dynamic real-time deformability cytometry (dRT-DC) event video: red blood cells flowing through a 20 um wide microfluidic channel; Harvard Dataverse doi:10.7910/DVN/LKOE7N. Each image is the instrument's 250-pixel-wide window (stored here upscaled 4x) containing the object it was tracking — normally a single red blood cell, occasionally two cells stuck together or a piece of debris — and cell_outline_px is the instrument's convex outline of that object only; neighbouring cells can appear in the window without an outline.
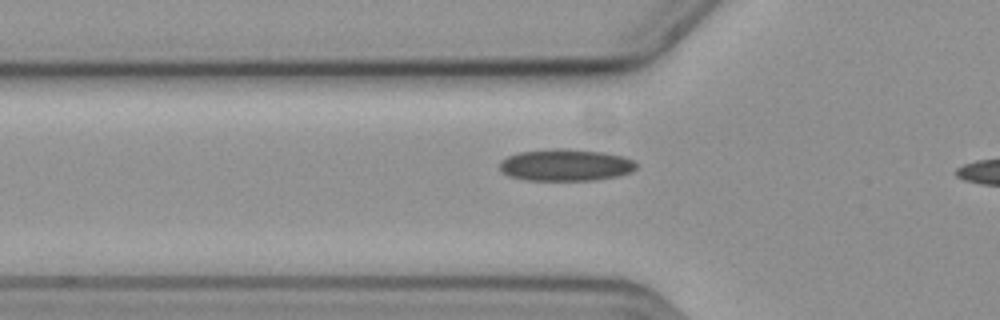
{"species": "common noctule bat (a hibernating species)", "species_latin": "Nyctalus noctula", "temperature_condition": "cold", "stored_images_in_passage": 8, "camera_frame_rate_fps": 3000, "um_per_image_px": 0.085, "animal": {"sex": "female", "body_mass_g": 19.3, "forearm_length_mm": 54.1}, "frame": {"image": 1, "passage_image": 6, "time_ms": 1.667, "image_size_px": [1000, 320], "cell_outline_px": [[636, 168], [632, 172], [620, 176], [596, 180], [528, 180], [508, 176], [500, 172], [500, 160], [508, 156], [520, 152], [556, 148], [564, 148], [604, 152], [620, 156], [632, 160], [636, 164]], "centroid_in_image_um": [48.07, 14.03], "position_along_channel_um": 77.7, "area_um2": 25.49}}